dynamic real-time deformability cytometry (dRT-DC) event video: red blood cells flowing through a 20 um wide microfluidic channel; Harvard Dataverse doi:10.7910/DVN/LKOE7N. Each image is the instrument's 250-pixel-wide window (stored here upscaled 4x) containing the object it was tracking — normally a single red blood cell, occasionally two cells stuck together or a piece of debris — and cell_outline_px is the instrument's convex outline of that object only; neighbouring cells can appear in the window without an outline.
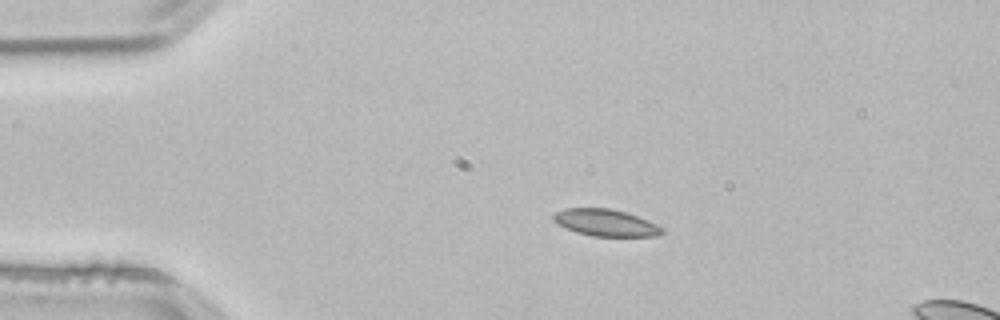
{"species": "common noctule bat (a hibernating species)", "species_latin": "Nyctalus noctula", "temperature_condition": "room temperature", "stored_images_in_passage": 16, "camera_frame_rate_fps": 3000, "um_per_image_px": 0.085, "animal": {"sex": "male", "body_mass_g": 21.5, "forearm_length_mm": 52.0}, "frame": {"image": 1, "passage_image": 10, "time_ms": 3.0, "image_size_px": [1000, 320], "cell_outline_px": [[664, 232], [656, 236], [592, 236], [576, 232], [552, 220], [552, 216], [556, 212], [564, 208], [608, 208], [624, 212], [636, 216], [656, 224], [664, 228]], "centroid_in_image_um": [51.47, 18.93], "position_along_channel_um": 33.5, "area_um2": 16.76}}